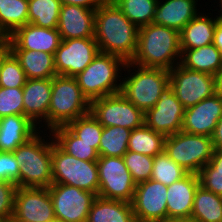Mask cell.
<instances>
[{
	"instance_id": "32",
	"label": "cell",
	"mask_w": 222,
	"mask_h": 222,
	"mask_svg": "<svg viewBox=\"0 0 222 222\" xmlns=\"http://www.w3.org/2000/svg\"><path fill=\"white\" fill-rule=\"evenodd\" d=\"M60 0H28L29 23L44 28L58 27Z\"/></svg>"
},
{
	"instance_id": "18",
	"label": "cell",
	"mask_w": 222,
	"mask_h": 222,
	"mask_svg": "<svg viewBox=\"0 0 222 222\" xmlns=\"http://www.w3.org/2000/svg\"><path fill=\"white\" fill-rule=\"evenodd\" d=\"M11 50H34L55 55L62 41L57 28L38 27L31 23L17 28L9 37Z\"/></svg>"
},
{
	"instance_id": "12",
	"label": "cell",
	"mask_w": 222,
	"mask_h": 222,
	"mask_svg": "<svg viewBox=\"0 0 222 222\" xmlns=\"http://www.w3.org/2000/svg\"><path fill=\"white\" fill-rule=\"evenodd\" d=\"M49 193L55 217L65 222H86L96 195L64 184H51Z\"/></svg>"
},
{
	"instance_id": "16",
	"label": "cell",
	"mask_w": 222,
	"mask_h": 222,
	"mask_svg": "<svg viewBox=\"0 0 222 222\" xmlns=\"http://www.w3.org/2000/svg\"><path fill=\"white\" fill-rule=\"evenodd\" d=\"M185 108L168 85L161 93L155 106L145 112L144 124L165 136L182 129Z\"/></svg>"
},
{
	"instance_id": "43",
	"label": "cell",
	"mask_w": 222,
	"mask_h": 222,
	"mask_svg": "<svg viewBox=\"0 0 222 222\" xmlns=\"http://www.w3.org/2000/svg\"><path fill=\"white\" fill-rule=\"evenodd\" d=\"M62 5H78L87 9L96 10L101 4V0H60Z\"/></svg>"
},
{
	"instance_id": "44",
	"label": "cell",
	"mask_w": 222,
	"mask_h": 222,
	"mask_svg": "<svg viewBox=\"0 0 222 222\" xmlns=\"http://www.w3.org/2000/svg\"><path fill=\"white\" fill-rule=\"evenodd\" d=\"M214 149H222V117L219 119L212 135Z\"/></svg>"
},
{
	"instance_id": "36",
	"label": "cell",
	"mask_w": 222,
	"mask_h": 222,
	"mask_svg": "<svg viewBox=\"0 0 222 222\" xmlns=\"http://www.w3.org/2000/svg\"><path fill=\"white\" fill-rule=\"evenodd\" d=\"M188 174L180 165L162 152L154 157L151 179L166 186L181 180Z\"/></svg>"
},
{
	"instance_id": "22",
	"label": "cell",
	"mask_w": 222,
	"mask_h": 222,
	"mask_svg": "<svg viewBox=\"0 0 222 222\" xmlns=\"http://www.w3.org/2000/svg\"><path fill=\"white\" fill-rule=\"evenodd\" d=\"M197 2L198 0H158L152 23L180 32L199 13Z\"/></svg>"
},
{
	"instance_id": "54",
	"label": "cell",
	"mask_w": 222,
	"mask_h": 222,
	"mask_svg": "<svg viewBox=\"0 0 222 222\" xmlns=\"http://www.w3.org/2000/svg\"><path fill=\"white\" fill-rule=\"evenodd\" d=\"M48 222H65V221H62V220H60V219L55 218V219H53V220H51V221H48Z\"/></svg>"
},
{
	"instance_id": "37",
	"label": "cell",
	"mask_w": 222,
	"mask_h": 222,
	"mask_svg": "<svg viewBox=\"0 0 222 222\" xmlns=\"http://www.w3.org/2000/svg\"><path fill=\"white\" fill-rule=\"evenodd\" d=\"M123 159L136 184L151 179L154 157L127 151Z\"/></svg>"
},
{
	"instance_id": "17",
	"label": "cell",
	"mask_w": 222,
	"mask_h": 222,
	"mask_svg": "<svg viewBox=\"0 0 222 222\" xmlns=\"http://www.w3.org/2000/svg\"><path fill=\"white\" fill-rule=\"evenodd\" d=\"M222 117V95L215 93L198 104L185 109L181 131L212 137Z\"/></svg>"
},
{
	"instance_id": "31",
	"label": "cell",
	"mask_w": 222,
	"mask_h": 222,
	"mask_svg": "<svg viewBox=\"0 0 222 222\" xmlns=\"http://www.w3.org/2000/svg\"><path fill=\"white\" fill-rule=\"evenodd\" d=\"M28 23V0H0V31L6 38Z\"/></svg>"
},
{
	"instance_id": "51",
	"label": "cell",
	"mask_w": 222,
	"mask_h": 222,
	"mask_svg": "<svg viewBox=\"0 0 222 222\" xmlns=\"http://www.w3.org/2000/svg\"><path fill=\"white\" fill-rule=\"evenodd\" d=\"M12 219L6 218V217H1L0 216V222H10Z\"/></svg>"
},
{
	"instance_id": "2",
	"label": "cell",
	"mask_w": 222,
	"mask_h": 222,
	"mask_svg": "<svg viewBox=\"0 0 222 222\" xmlns=\"http://www.w3.org/2000/svg\"><path fill=\"white\" fill-rule=\"evenodd\" d=\"M181 54L180 32L151 23L139 28L136 52L130 62L170 71L180 63Z\"/></svg>"
},
{
	"instance_id": "11",
	"label": "cell",
	"mask_w": 222,
	"mask_h": 222,
	"mask_svg": "<svg viewBox=\"0 0 222 222\" xmlns=\"http://www.w3.org/2000/svg\"><path fill=\"white\" fill-rule=\"evenodd\" d=\"M169 85L185 109L216 93L215 76L189 70L180 63L169 71Z\"/></svg>"
},
{
	"instance_id": "10",
	"label": "cell",
	"mask_w": 222,
	"mask_h": 222,
	"mask_svg": "<svg viewBox=\"0 0 222 222\" xmlns=\"http://www.w3.org/2000/svg\"><path fill=\"white\" fill-rule=\"evenodd\" d=\"M99 197L132 203L136 188L123 157H99Z\"/></svg>"
},
{
	"instance_id": "35",
	"label": "cell",
	"mask_w": 222,
	"mask_h": 222,
	"mask_svg": "<svg viewBox=\"0 0 222 222\" xmlns=\"http://www.w3.org/2000/svg\"><path fill=\"white\" fill-rule=\"evenodd\" d=\"M66 127L81 141L93 144V148L99 155V145L103 126L91 115L90 112L71 121Z\"/></svg>"
},
{
	"instance_id": "29",
	"label": "cell",
	"mask_w": 222,
	"mask_h": 222,
	"mask_svg": "<svg viewBox=\"0 0 222 222\" xmlns=\"http://www.w3.org/2000/svg\"><path fill=\"white\" fill-rule=\"evenodd\" d=\"M191 218L196 222H222V196L198 186Z\"/></svg>"
},
{
	"instance_id": "1",
	"label": "cell",
	"mask_w": 222,
	"mask_h": 222,
	"mask_svg": "<svg viewBox=\"0 0 222 222\" xmlns=\"http://www.w3.org/2000/svg\"><path fill=\"white\" fill-rule=\"evenodd\" d=\"M139 28L115 3H102L95 11L94 39L100 52L130 62L136 52Z\"/></svg>"
},
{
	"instance_id": "14",
	"label": "cell",
	"mask_w": 222,
	"mask_h": 222,
	"mask_svg": "<svg viewBox=\"0 0 222 222\" xmlns=\"http://www.w3.org/2000/svg\"><path fill=\"white\" fill-rule=\"evenodd\" d=\"M100 52L94 38L62 40L54 55L57 75L75 77Z\"/></svg>"
},
{
	"instance_id": "6",
	"label": "cell",
	"mask_w": 222,
	"mask_h": 222,
	"mask_svg": "<svg viewBox=\"0 0 222 222\" xmlns=\"http://www.w3.org/2000/svg\"><path fill=\"white\" fill-rule=\"evenodd\" d=\"M90 112V102L83 95L75 77L55 75L48 108V130L66 126Z\"/></svg>"
},
{
	"instance_id": "9",
	"label": "cell",
	"mask_w": 222,
	"mask_h": 222,
	"mask_svg": "<svg viewBox=\"0 0 222 222\" xmlns=\"http://www.w3.org/2000/svg\"><path fill=\"white\" fill-rule=\"evenodd\" d=\"M90 113L103 127L116 126L134 130L142 127L145 121V113L121 93L91 101Z\"/></svg>"
},
{
	"instance_id": "30",
	"label": "cell",
	"mask_w": 222,
	"mask_h": 222,
	"mask_svg": "<svg viewBox=\"0 0 222 222\" xmlns=\"http://www.w3.org/2000/svg\"><path fill=\"white\" fill-rule=\"evenodd\" d=\"M166 136L155 132L145 124L142 127L132 130L128 151L155 157L164 152Z\"/></svg>"
},
{
	"instance_id": "8",
	"label": "cell",
	"mask_w": 222,
	"mask_h": 222,
	"mask_svg": "<svg viewBox=\"0 0 222 222\" xmlns=\"http://www.w3.org/2000/svg\"><path fill=\"white\" fill-rule=\"evenodd\" d=\"M52 184H64L98 195L97 162L83 161L64 152L52 136Z\"/></svg>"
},
{
	"instance_id": "28",
	"label": "cell",
	"mask_w": 222,
	"mask_h": 222,
	"mask_svg": "<svg viewBox=\"0 0 222 222\" xmlns=\"http://www.w3.org/2000/svg\"><path fill=\"white\" fill-rule=\"evenodd\" d=\"M51 134L54 142L67 154L83 161L97 162L99 155L93 144L81 141L66 126L54 128Z\"/></svg>"
},
{
	"instance_id": "23",
	"label": "cell",
	"mask_w": 222,
	"mask_h": 222,
	"mask_svg": "<svg viewBox=\"0 0 222 222\" xmlns=\"http://www.w3.org/2000/svg\"><path fill=\"white\" fill-rule=\"evenodd\" d=\"M39 131V127L24 115L0 118V152H13Z\"/></svg>"
},
{
	"instance_id": "38",
	"label": "cell",
	"mask_w": 222,
	"mask_h": 222,
	"mask_svg": "<svg viewBox=\"0 0 222 222\" xmlns=\"http://www.w3.org/2000/svg\"><path fill=\"white\" fill-rule=\"evenodd\" d=\"M27 78L18 59L11 52L2 64L0 71V87L23 88Z\"/></svg>"
},
{
	"instance_id": "42",
	"label": "cell",
	"mask_w": 222,
	"mask_h": 222,
	"mask_svg": "<svg viewBox=\"0 0 222 222\" xmlns=\"http://www.w3.org/2000/svg\"><path fill=\"white\" fill-rule=\"evenodd\" d=\"M16 184L0 181V216L13 218Z\"/></svg>"
},
{
	"instance_id": "15",
	"label": "cell",
	"mask_w": 222,
	"mask_h": 222,
	"mask_svg": "<svg viewBox=\"0 0 222 222\" xmlns=\"http://www.w3.org/2000/svg\"><path fill=\"white\" fill-rule=\"evenodd\" d=\"M167 186L152 179L136 185L132 207L136 222L167 219Z\"/></svg>"
},
{
	"instance_id": "5",
	"label": "cell",
	"mask_w": 222,
	"mask_h": 222,
	"mask_svg": "<svg viewBox=\"0 0 222 222\" xmlns=\"http://www.w3.org/2000/svg\"><path fill=\"white\" fill-rule=\"evenodd\" d=\"M125 64L121 57L99 52L93 61L75 76L78 86L89 102L120 93L121 74L124 73L122 71Z\"/></svg>"
},
{
	"instance_id": "20",
	"label": "cell",
	"mask_w": 222,
	"mask_h": 222,
	"mask_svg": "<svg viewBox=\"0 0 222 222\" xmlns=\"http://www.w3.org/2000/svg\"><path fill=\"white\" fill-rule=\"evenodd\" d=\"M95 11L78 5H62L57 27L61 39L94 38Z\"/></svg>"
},
{
	"instance_id": "3",
	"label": "cell",
	"mask_w": 222,
	"mask_h": 222,
	"mask_svg": "<svg viewBox=\"0 0 222 222\" xmlns=\"http://www.w3.org/2000/svg\"><path fill=\"white\" fill-rule=\"evenodd\" d=\"M44 133L40 130L13 151L20 166L16 187L48 188L52 184V134Z\"/></svg>"
},
{
	"instance_id": "40",
	"label": "cell",
	"mask_w": 222,
	"mask_h": 222,
	"mask_svg": "<svg viewBox=\"0 0 222 222\" xmlns=\"http://www.w3.org/2000/svg\"><path fill=\"white\" fill-rule=\"evenodd\" d=\"M20 166L13 152H0V181L17 184Z\"/></svg>"
},
{
	"instance_id": "4",
	"label": "cell",
	"mask_w": 222,
	"mask_h": 222,
	"mask_svg": "<svg viewBox=\"0 0 222 222\" xmlns=\"http://www.w3.org/2000/svg\"><path fill=\"white\" fill-rule=\"evenodd\" d=\"M123 71H127L128 76H122L120 93L144 113L155 106L169 85V71L165 69L145 68L126 62Z\"/></svg>"
},
{
	"instance_id": "46",
	"label": "cell",
	"mask_w": 222,
	"mask_h": 222,
	"mask_svg": "<svg viewBox=\"0 0 222 222\" xmlns=\"http://www.w3.org/2000/svg\"><path fill=\"white\" fill-rule=\"evenodd\" d=\"M10 53H11L10 42L9 39L6 38L4 41L0 43V71L4 60Z\"/></svg>"
},
{
	"instance_id": "21",
	"label": "cell",
	"mask_w": 222,
	"mask_h": 222,
	"mask_svg": "<svg viewBox=\"0 0 222 222\" xmlns=\"http://www.w3.org/2000/svg\"><path fill=\"white\" fill-rule=\"evenodd\" d=\"M200 185L198 174L188 173L167 186V219L191 218L195 192Z\"/></svg>"
},
{
	"instance_id": "34",
	"label": "cell",
	"mask_w": 222,
	"mask_h": 222,
	"mask_svg": "<svg viewBox=\"0 0 222 222\" xmlns=\"http://www.w3.org/2000/svg\"><path fill=\"white\" fill-rule=\"evenodd\" d=\"M158 0H118L115 4L138 28L152 23Z\"/></svg>"
},
{
	"instance_id": "13",
	"label": "cell",
	"mask_w": 222,
	"mask_h": 222,
	"mask_svg": "<svg viewBox=\"0 0 222 222\" xmlns=\"http://www.w3.org/2000/svg\"><path fill=\"white\" fill-rule=\"evenodd\" d=\"M55 218L48 188H16L12 218L14 222H48Z\"/></svg>"
},
{
	"instance_id": "25",
	"label": "cell",
	"mask_w": 222,
	"mask_h": 222,
	"mask_svg": "<svg viewBox=\"0 0 222 222\" xmlns=\"http://www.w3.org/2000/svg\"><path fill=\"white\" fill-rule=\"evenodd\" d=\"M86 222H136L132 203L96 196Z\"/></svg>"
},
{
	"instance_id": "27",
	"label": "cell",
	"mask_w": 222,
	"mask_h": 222,
	"mask_svg": "<svg viewBox=\"0 0 222 222\" xmlns=\"http://www.w3.org/2000/svg\"><path fill=\"white\" fill-rule=\"evenodd\" d=\"M180 64L189 70L216 76L222 67V52L213 43L196 49H186L181 54Z\"/></svg>"
},
{
	"instance_id": "24",
	"label": "cell",
	"mask_w": 222,
	"mask_h": 222,
	"mask_svg": "<svg viewBox=\"0 0 222 222\" xmlns=\"http://www.w3.org/2000/svg\"><path fill=\"white\" fill-rule=\"evenodd\" d=\"M207 14V15H206ZM211 13H198L180 31L181 52L186 49H196L213 43L217 17Z\"/></svg>"
},
{
	"instance_id": "41",
	"label": "cell",
	"mask_w": 222,
	"mask_h": 222,
	"mask_svg": "<svg viewBox=\"0 0 222 222\" xmlns=\"http://www.w3.org/2000/svg\"><path fill=\"white\" fill-rule=\"evenodd\" d=\"M198 177L200 186L222 196V172H217L209 164H206L198 172Z\"/></svg>"
},
{
	"instance_id": "47",
	"label": "cell",
	"mask_w": 222,
	"mask_h": 222,
	"mask_svg": "<svg viewBox=\"0 0 222 222\" xmlns=\"http://www.w3.org/2000/svg\"><path fill=\"white\" fill-rule=\"evenodd\" d=\"M213 44L222 52V22L218 21L215 27Z\"/></svg>"
},
{
	"instance_id": "52",
	"label": "cell",
	"mask_w": 222,
	"mask_h": 222,
	"mask_svg": "<svg viewBox=\"0 0 222 222\" xmlns=\"http://www.w3.org/2000/svg\"><path fill=\"white\" fill-rule=\"evenodd\" d=\"M118 0H101L102 3H116Z\"/></svg>"
},
{
	"instance_id": "53",
	"label": "cell",
	"mask_w": 222,
	"mask_h": 222,
	"mask_svg": "<svg viewBox=\"0 0 222 222\" xmlns=\"http://www.w3.org/2000/svg\"><path fill=\"white\" fill-rule=\"evenodd\" d=\"M6 39V37L4 36V34L0 31V43L2 41H4Z\"/></svg>"
},
{
	"instance_id": "19",
	"label": "cell",
	"mask_w": 222,
	"mask_h": 222,
	"mask_svg": "<svg viewBox=\"0 0 222 222\" xmlns=\"http://www.w3.org/2000/svg\"><path fill=\"white\" fill-rule=\"evenodd\" d=\"M23 90V115L28 117L39 129L44 125L48 130V108L52 94V78L27 79ZM43 120L44 125L41 123ZM39 124V125H38ZM42 124V126L40 125Z\"/></svg>"
},
{
	"instance_id": "48",
	"label": "cell",
	"mask_w": 222,
	"mask_h": 222,
	"mask_svg": "<svg viewBox=\"0 0 222 222\" xmlns=\"http://www.w3.org/2000/svg\"><path fill=\"white\" fill-rule=\"evenodd\" d=\"M215 78H216V93L222 95V67L217 72Z\"/></svg>"
},
{
	"instance_id": "39",
	"label": "cell",
	"mask_w": 222,
	"mask_h": 222,
	"mask_svg": "<svg viewBox=\"0 0 222 222\" xmlns=\"http://www.w3.org/2000/svg\"><path fill=\"white\" fill-rule=\"evenodd\" d=\"M22 88L0 87V118L10 115H23Z\"/></svg>"
},
{
	"instance_id": "50",
	"label": "cell",
	"mask_w": 222,
	"mask_h": 222,
	"mask_svg": "<svg viewBox=\"0 0 222 222\" xmlns=\"http://www.w3.org/2000/svg\"><path fill=\"white\" fill-rule=\"evenodd\" d=\"M219 2L218 3H220L219 4V9L218 8H215V10L214 11H216V10H218V13H216V14H218V15H216V17H217V19H218V21H221L222 22V0H218ZM221 12V13H220Z\"/></svg>"
},
{
	"instance_id": "7",
	"label": "cell",
	"mask_w": 222,
	"mask_h": 222,
	"mask_svg": "<svg viewBox=\"0 0 222 222\" xmlns=\"http://www.w3.org/2000/svg\"><path fill=\"white\" fill-rule=\"evenodd\" d=\"M164 152L188 173L198 172L214 153L212 137L179 131L166 136Z\"/></svg>"
},
{
	"instance_id": "26",
	"label": "cell",
	"mask_w": 222,
	"mask_h": 222,
	"mask_svg": "<svg viewBox=\"0 0 222 222\" xmlns=\"http://www.w3.org/2000/svg\"><path fill=\"white\" fill-rule=\"evenodd\" d=\"M27 79H49L57 75L54 55L34 50H11Z\"/></svg>"
},
{
	"instance_id": "45",
	"label": "cell",
	"mask_w": 222,
	"mask_h": 222,
	"mask_svg": "<svg viewBox=\"0 0 222 222\" xmlns=\"http://www.w3.org/2000/svg\"><path fill=\"white\" fill-rule=\"evenodd\" d=\"M208 164L217 172H222V149H214L213 156Z\"/></svg>"
},
{
	"instance_id": "33",
	"label": "cell",
	"mask_w": 222,
	"mask_h": 222,
	"mask_svg": "<svg viewBox=\"0 0 222 222\" xmlns=\"http://www.w3.org/2000/svg\"><path fill=\"white\" fill-rule=\"evenodd\" d=\"M132 130L123 127H103L99 145V157H123L128 151Z\"/></svg>"
},
{
	"instance_id": "49",
	"label": "cell",
	"mask_w": 222,
	"mask_h": 222,
	"mask_svg": "<svg viewBox=\"0 0 222 222\" xmlns=\"http://www.w3.org/2000/svg\"><path fill=\"white\" fill-rule=\"evenodd\" d=\"M163 222H196L193 218L166 219Z\"/></svg>"
}]
</instances>
